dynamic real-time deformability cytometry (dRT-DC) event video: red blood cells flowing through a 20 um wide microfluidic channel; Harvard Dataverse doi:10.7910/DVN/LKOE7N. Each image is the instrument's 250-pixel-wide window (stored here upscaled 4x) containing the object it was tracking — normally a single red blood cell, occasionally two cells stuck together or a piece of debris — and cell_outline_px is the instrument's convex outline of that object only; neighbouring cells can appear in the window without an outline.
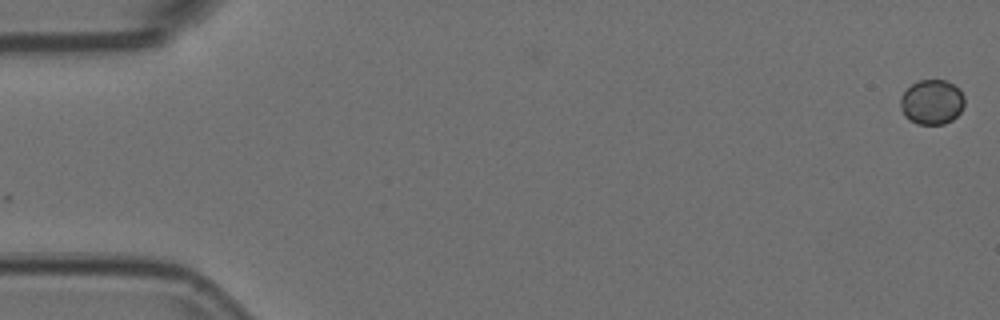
{"species": "Egyptian fruit bat (a non-hibernating species)", "species_latin": "Rousettus aegyptiacus", "temperature_condition": "room temperature", "stored_images_in_passage": 52, "camera_frame_rate_fps": 3000, "um_per_image_px": 0.085, "animal": {"sex": "female"}, "frame": {"image": 1, "passage_image": 1, "time_ms": 0.0, "image_size_px": [1000, 320], "cell_outline_px": [[964, 104], [960, 112], [952, 120], [944, 124], [916, 124], [904, 116], [900, 108], [900, 96], [912, 84], [920, 80], [944, 80], [960, 88], [964, 96]], "centroid_in_image_um": [79.2, 8.68], "position_along_channel_um": 5.8, "area_um2": 16.82}}
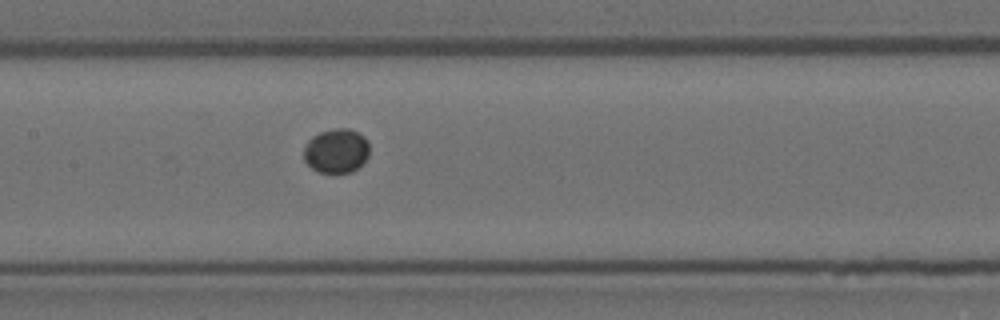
{"frame": {"image": 2, "passage_image": 27, "time_ms": 8.667, "image_size_px": [1000, 320], "cell_outline_px": [[368, 156], [352, 172], [332, 176], [320, 172], [312, 168], [304, 160], [304, 148], [308, 140], [312, 136], [320, 132], [336, 128], [348, 128], [364, 136], [368, 140]], "centroid_in_image_um": [28.57, 12.85], "position_along_channel_um": 178.8, "area_um2": 17.22}}
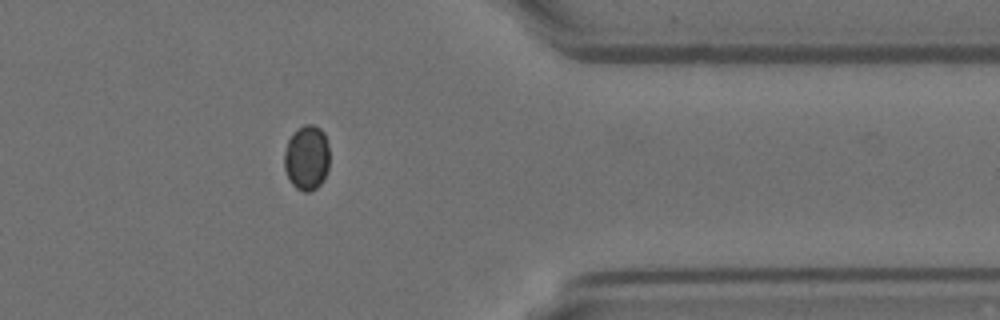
{"frame": {"image": 3, "passage_image": 45, "time_ms": 14.667, "image_size_px": [1000, 320], "cell_outline_px": [[328, 168], [320, 184], [316, 188], [308, 192], [304, 192], [296, 188], [292, 184], [284, 168], [284, 152], [288, 140], [292, 132], [304, 124], [312, 124], [320, 128], [324, 132], [328, 144]], "centroid_in_image_um": [26.06, 13.38], "position_along_channel_um": 385.3, "area_um2": 17.17}}